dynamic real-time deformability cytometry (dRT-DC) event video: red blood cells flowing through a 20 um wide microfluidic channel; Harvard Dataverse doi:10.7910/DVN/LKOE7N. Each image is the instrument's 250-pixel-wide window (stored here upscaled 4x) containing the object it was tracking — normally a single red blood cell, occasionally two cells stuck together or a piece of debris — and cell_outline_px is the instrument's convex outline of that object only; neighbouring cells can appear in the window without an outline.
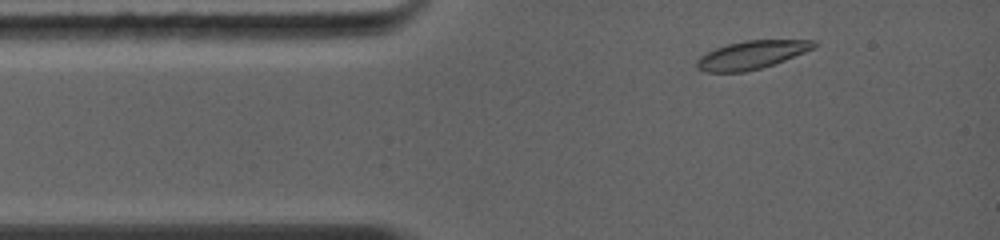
{"species": "common noctule bat (a hibernating species)", "species_latin": "Nyctalus noctula", "temperature_condition": "warm", "stored_images_in_passage": 5, "camera_frame_rate_fps": 5000, "um_per_image_px": 0.085, "animal": {"sex": "female", "body_mass_g": 19.0, "forearm_length_mm": 56.7}, "frame": {"image": 1, "passage_image": 2, "time_ms": 0.6, "image_size_px": [1000, 240], "cell_outline_px": [[820, 44], [804, 52], [784, 60], [760, 68], [744, 72], [704, 72], [696, 68], [696, 60], [700, 56], [716, 48], [728, 44], [744, 40], [816, 40]], "centroid_in_image_um": [63.86, 4.66], "position_along_channel_um": 21.1, "area_um2": 19.13}}
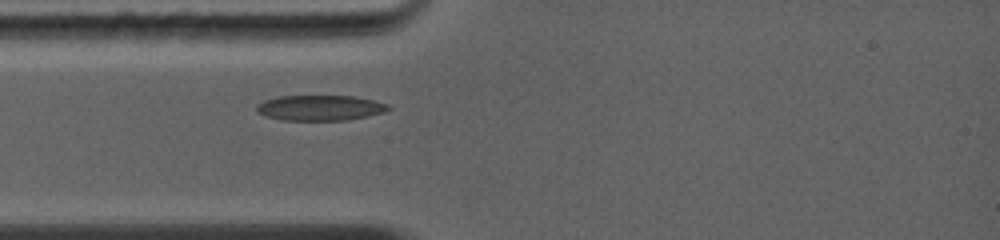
{"frame": {"image": 2, "passage_image": 4, "time_ms": 2.2, "image_size_px": [1000, 240], "cell_outline_px": [[392, 108], [384, 112], [368, 116], [348, 120], [280, 120], [264, 116], [256, 112], [256, 104], [264, 100], [280, 96], [356, 96], [388, 104]], "centroid_in_image_um": [27.18, 9.17], "position_along_channel_um": 57.8, "area_um2": 19.65}}
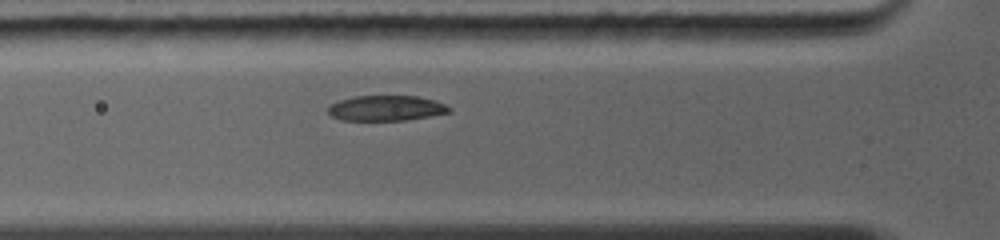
{"frame": {"image": 3, "passage_image": 5, "time_ms": 3.0, "image_size_px": [1000, 240], "cell_outline_px": [[452, 112], [404, 120], [340, 120], [332, 116], [328, 112], [328, 108], [332, 104], [340, 100], [356, 96], [416, 96], [432, 100], [444, 104], [452, 108]], "centroid_in_image_um": [32.82, 9.19], "position_along_channel_um": 93.0, "area_um2": 17.63}}